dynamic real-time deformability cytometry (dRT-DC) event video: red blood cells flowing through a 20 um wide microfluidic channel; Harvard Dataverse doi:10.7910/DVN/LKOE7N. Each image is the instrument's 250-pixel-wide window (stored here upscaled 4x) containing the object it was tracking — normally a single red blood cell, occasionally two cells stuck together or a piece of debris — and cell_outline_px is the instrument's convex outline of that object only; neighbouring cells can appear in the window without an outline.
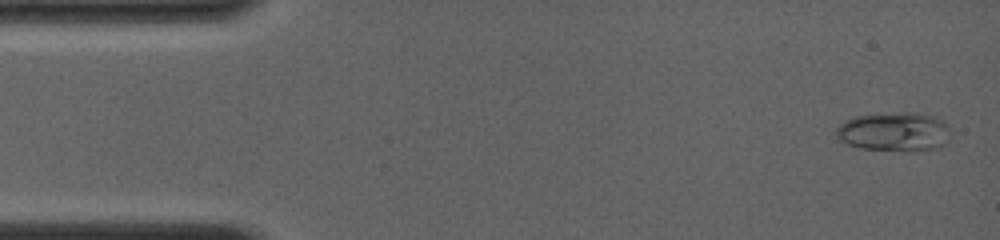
{"species": "common noctule bat (a hibernating species)", "species_latin": "Nyctalus noctula", "temperature_condition": "room temperature", "stored_images_in_passage": 53, "camera_frame_rate_fps": 4000, "um_per_image_px": 0.085, "animal": {"sex": "female", "body_mass_g": 19.0, "forearm_length_mm": 56.7}, "frame": {"image": 1, "passage_image": 2, "time_ms": 0.25, "image_size_px": [1000, 240], "cell_outline_px": [[948, 140], [944, 144], [936, 148], [860, 148], [848, 144], [840, 140], [836, 136], [836, 128], [844, 120], [856, 116], [900, 112], [916, 112], [932, 116], [940, 120], [948, 128]], "centroid_in_image_um": [75.94, 11.14], "position_along_channel_um": 9.1, "area_um2": 24.91}}
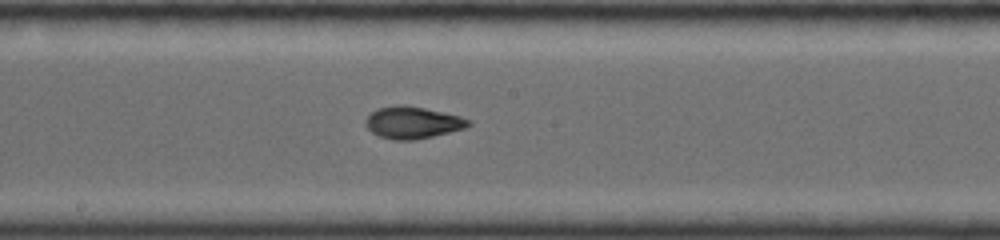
{"frame": {"image": 2, "passage_image": 33, "time_ms": 8.0, "image_size_px": [1000, 240], "cell_outline_px": [[472, 124], [464, 128], [416, 140], [396, 140], [380, 136], [372, 132], [364, 124], [364, 120], [372, 112], [380, 108], [396, 104], [404, 104], [424, 108], [460, 116], [472, 120]], "centroid_in_image_um": [35.07, 10.41], "position_along_channel_um": 213.1, "area_um2": 19.07}}
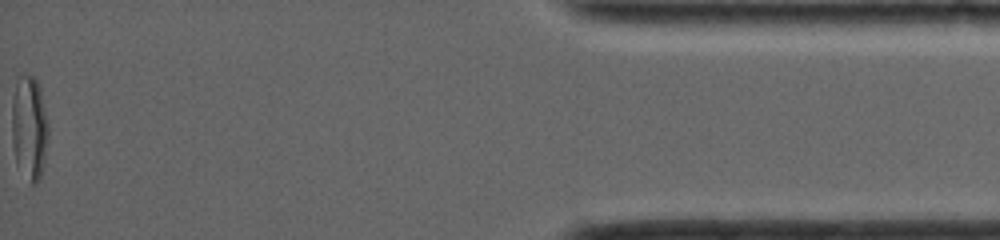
{"frame": {"image": 3, "passage_image": 53, "time_ms": 15.25, "image_size_px": [1000, 240], "cell_outline_px": [[48, 136], [44, 160], [40, 180], [36, 184], [32, 184], [16, 164], [12, 144], [12, 96], [16, 84], [20, 76], [24, 72], [36, 76], [40, 88], [48, 124]], "centroid_in_image_um": [2.48, 10.82], "position_along_channel_um": 432.7, "area_um2": 22.37}, "authors_computed_cell_mechanics": {"area_um2": 19.2474, "velocity_mm_per_s": 4.0755, "shape_relaxation_time_tau1_ms": null, "shape_relaxation_time_tau2_ms": 1.43, "deformation_change_tau1": null, "deformation_change_tau2": 0.057}}